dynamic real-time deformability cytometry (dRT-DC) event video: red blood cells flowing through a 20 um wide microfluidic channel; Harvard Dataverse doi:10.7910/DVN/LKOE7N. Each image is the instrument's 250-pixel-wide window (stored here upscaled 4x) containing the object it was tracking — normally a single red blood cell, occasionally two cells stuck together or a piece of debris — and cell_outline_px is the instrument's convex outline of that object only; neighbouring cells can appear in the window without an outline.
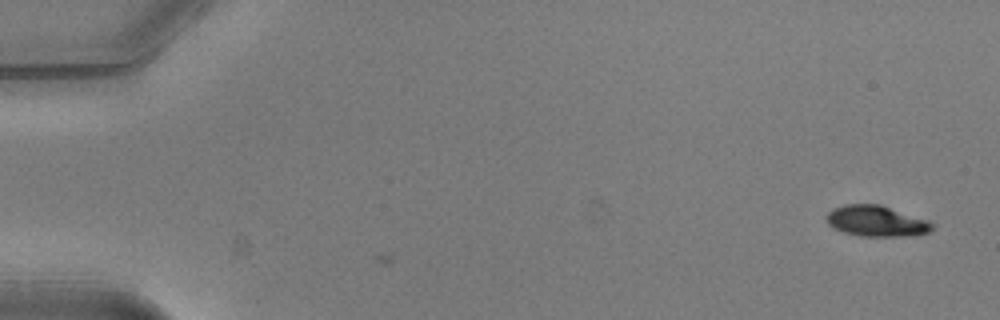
{"species": "common noctule bat (a hibernating species)", "species_latin": "Nyctalus noctula", "temperature_condition": "warm", "stored_images_in_passage": 3, "camera_frame_rate_fps": 3000, "um_per_image_px": 0.085, "animal": {"sex": "male", "body_mass_g": 20.5, "forearm_length_mm": 52.5}, "frame": {"image": 1, "passage_image": 3, "time_ms": 0.667, "image_size_px": [1000, 320], "cell_outline_px": [[936, 224], [928, 232], [916, 236], [860, 236], [844, 232], [832, 228], [828, 224], [824, 216], [832, 208], [844, 204], [880, 204], [928, 220]], "centroid_in_image_um": [74.47, 18.79], "position_along_channel_um": 10.5, "area_um2": 19.31}}